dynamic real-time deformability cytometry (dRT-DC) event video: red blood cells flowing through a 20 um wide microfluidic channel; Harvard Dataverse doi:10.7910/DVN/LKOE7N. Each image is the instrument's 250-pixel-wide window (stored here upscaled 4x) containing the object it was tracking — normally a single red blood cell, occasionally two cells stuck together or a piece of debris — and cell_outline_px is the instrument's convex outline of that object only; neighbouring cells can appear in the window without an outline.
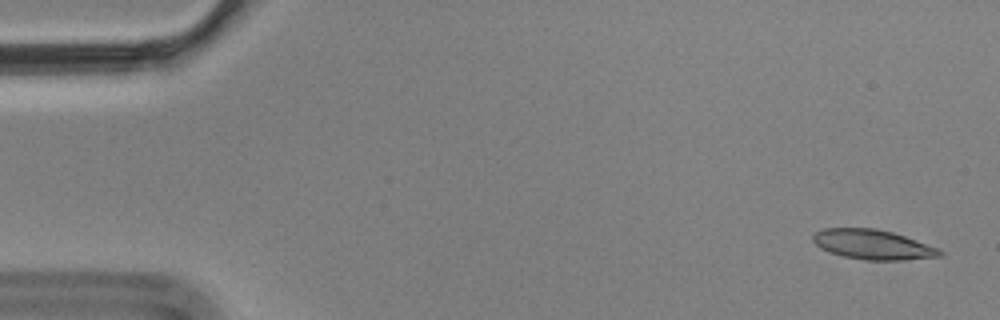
{"species": "Egyptian fruit bat (a non-hibernating species)", "species_latin": "Rousettus aegyptiacus", "temperature_condition": "cold", "stored_images_in_passage": 5, "camera_frame_rate_fps": 3000, "um_per_image_px": 0.085, "animal": {"sex": "male"}, "frame": {"image": 1, "passage_image": 1, "time_ms": 0.0, "image_size_px": [1000, 320], "cell_outline_px": [[944, 252], [940, 256], [900, 260], [864, 260], [844, 256], [828, 252], [820, 248], [812, 240], [812, 236], [816, 232], [824, 228], [876, 228], [892, 232], [940, 248]], "centroid_in_image_um": [74.17, 20.78], "position_along_channel_um": 10.8, "area_um2": 21.96}}
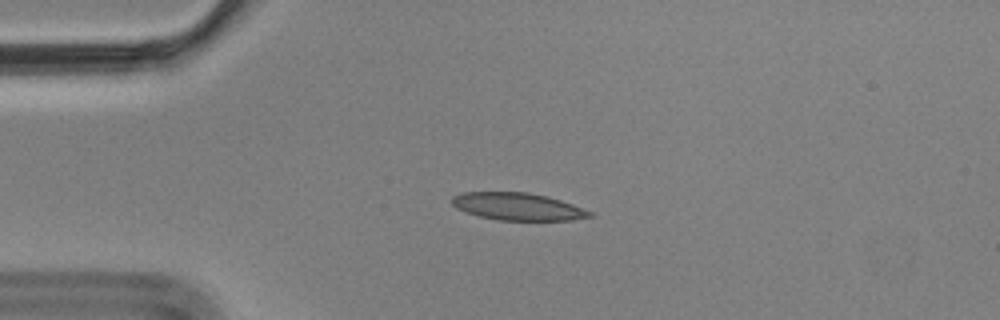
{"frame": {"image": 2, "passage_image": 4, "time_ms": 1.0, "image_size_px": [1000, 320], "cell_outline_px": [[596, 216], [572, 220], [500, 220], [480, 216], [456, 208], [452, 204], [452, 196], [460, 192], [528, 192], [548, 196], [572, 204], [592, 212]], "centroid_in_image_um": [44.03, 17.55], "position_along_channel_um": 41.0, "area_um2": 21.96}}